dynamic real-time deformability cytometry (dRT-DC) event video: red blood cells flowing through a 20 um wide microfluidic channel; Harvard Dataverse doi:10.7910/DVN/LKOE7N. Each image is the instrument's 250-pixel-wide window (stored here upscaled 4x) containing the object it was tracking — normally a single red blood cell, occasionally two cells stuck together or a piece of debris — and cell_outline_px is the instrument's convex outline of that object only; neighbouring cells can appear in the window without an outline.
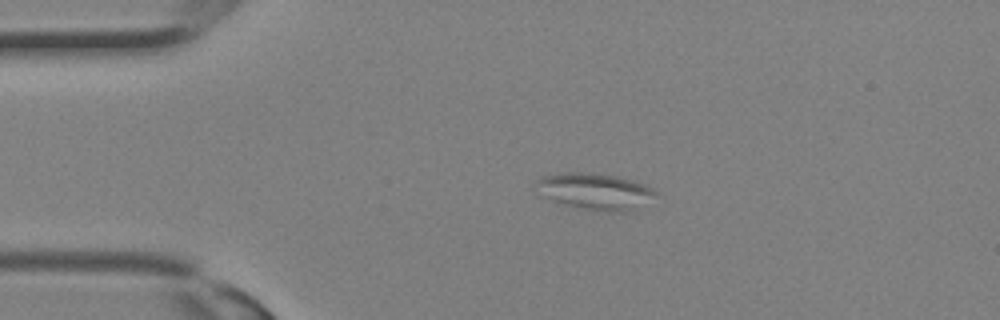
{"species": "Egyptian fruit bat (a non-hibernating species)", "species_latin": "Rousettus aegyptiacus", "temperature_condition": "room temperature", "stored_images_in_passage": 26, "segment_of_instrument_passage": [1, 2], "camera_frame_rate_fps": 3000, "um_per_image_px": 0.085, "animal": {"sex": "female"}, "frame": {"image": 1, "passage_image": 1, "time_ms": 0.0, "image_size_px": [1000, 320], "cell_outline_px": [[656, 192], [632, 208], [624, 212], [608, 212], [584, 208], [552, 200], [540, 196], [532, 184], [540, 176], [556, 172], [592, 172], [620, 176], [644, 184], [652, 188]], "centroid_in_image_um": [50.4, 16.2], "position_along_channel_um": 34.6, "area_um2": 25.14}}
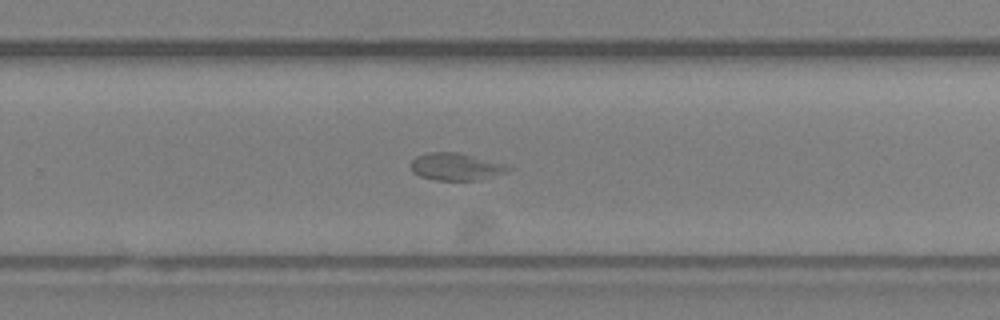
{"frame": {"image": 2, "passage_image": 15, "time_ms": 4.667, "image_size_px": [1000, 320], "cell_outline_px": [[512, 168], [504, 172], [476, 180], [436, 180], [420, 176], [412, 172], [412, 160], [416, 156], [428, 152], [460, 152], [504, 164]], "centroid_in_image_um": [38.7, 14.15], "position_along_channel_um": 291.1, "area_um2": 15.2}}
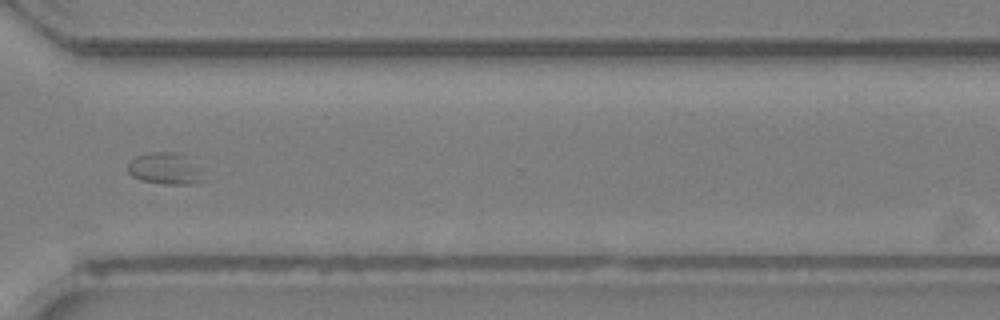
{"frame": {"image": 3, "passage_image": 18, "time_ms": 5.667, "image_size_px": [1000, 320], "cell_outline_px": [[200, 180], [188, 184], [164, 184], [140, 180], [132, 176], [128, 172], [128, 164], [136, 156], [152, 152], [172, 152], [196, 168], [200, 172]], "centroid_in_image_um": [13.87, 14.36], "position_along_channel_um": 356.7, "area_um2": 12.89}}